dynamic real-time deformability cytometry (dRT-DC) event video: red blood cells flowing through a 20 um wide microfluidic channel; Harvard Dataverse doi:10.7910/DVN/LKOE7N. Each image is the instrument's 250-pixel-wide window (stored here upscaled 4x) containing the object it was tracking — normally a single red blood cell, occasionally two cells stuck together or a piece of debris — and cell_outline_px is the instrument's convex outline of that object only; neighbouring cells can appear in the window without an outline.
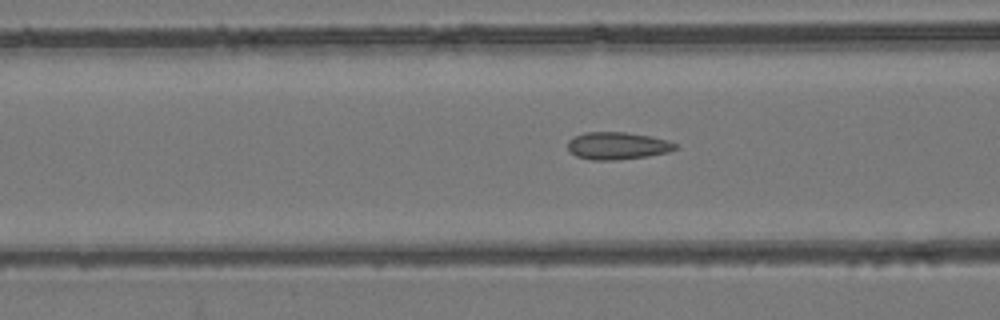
{"species": "common noctule bat (a hibernating species)", "species_latin": "Nyctalus noctula", "temperature_condition": "room temperature", "stored_images_in_passage": 38, "camera_frame_rate_fps": 3000, "um_per_image_px": 0.085, "animal": {"sex": "female", "body_mass_g": 24.6, "forearm_length_mm": 56.2}, "frame": {"image": 1, "passage_image": 5, "time_ms": 1.333, "image_size_px": [1000, 320], "cell_outline_px": [[676, 148], [668, 152], [648, 156], [616, 160], [592, 160], [576, 156], [568, 148], [568, 140], [584, 132], [624, 132], [652, 136], [668, 140], [676, 144]], "centroid_in_image_um": [52.49, 12.39], "position_along_channel_um": 114.1, "area_um2": 17.11}}
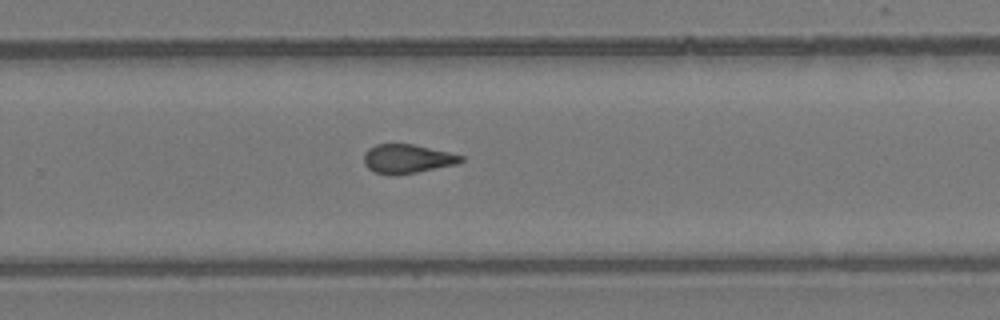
{"frame": {"image": 2, "passage_image": 19, "time_ms": 6.0, "image_size_px": [1000, 320], "cell_outline_px": [[464, 160], [456, 164], [396, 176], [392, 176], [376, 172], [368, 168], [364, 164], [364, 152], [368, 148], [376, 144], [412, 144], [448, 152], [464, 156]], "centroid_in_image_um": [34.58, 13.5], "position_along_channel_um": 295.2, "area_um2": 16.36}}
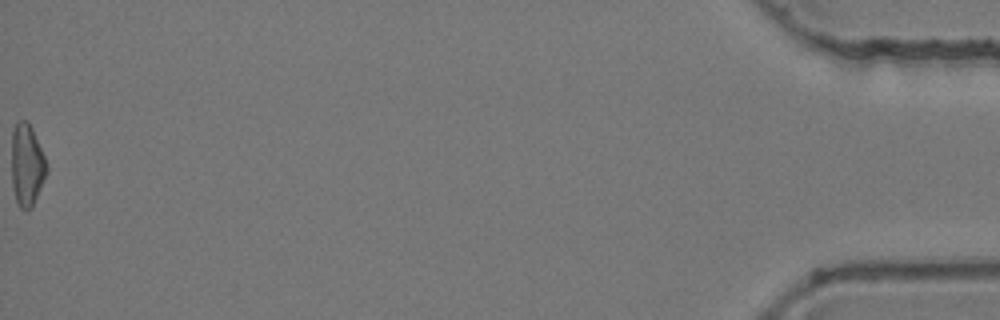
{"frame": {"image": 3, "passage_image": 38, "time_ms": 12.333, "image_size_px": [1000, 320], "cell_outline_px": [[48, 172], [32, 208], [24, 212], [20, 208], [16, 200], [12, 184], [12, 128], [16, 120], [28, 120], [32, 128], [48, 164]], "centroid_in_image_um": [2.29, 14.02], "position_along_channel_um": 432.9, "area_um2": 17.17}, "authors_computed_cell_mechanics": {"area_um2": 16.5308, "velocity_mm_per_s": 3.8849, "shape_relaxation_time_tau1_ms": null, "shape_relaxation_time_tau2_ms": 1.8655, "deformation_change_tau1": null, "deformation_change_tau2": 0.0957}}